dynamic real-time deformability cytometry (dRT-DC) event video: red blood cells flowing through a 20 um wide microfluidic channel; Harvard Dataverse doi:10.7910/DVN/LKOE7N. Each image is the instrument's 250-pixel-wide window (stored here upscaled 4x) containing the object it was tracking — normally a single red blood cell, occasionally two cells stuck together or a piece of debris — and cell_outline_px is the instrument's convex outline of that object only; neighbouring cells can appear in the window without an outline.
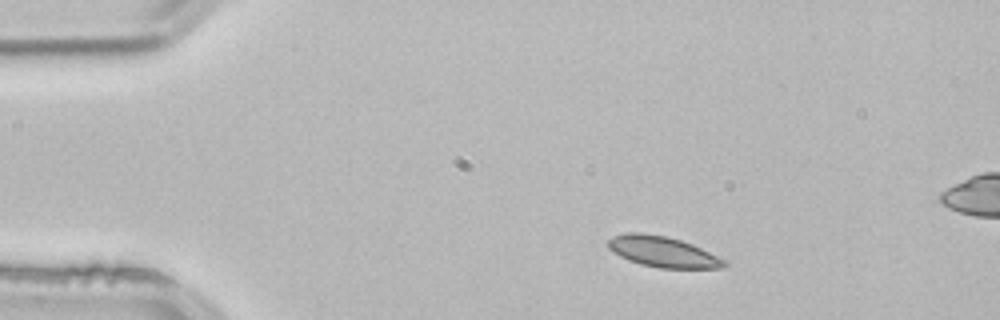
{"species": "common noctule bat (a hibernating species)", "species_latin": "Nyctalus noctula", "temperature_condition": "room temperature", "stored_images_in_passage": 3, "segment_of_instrument_passage": [1, 2], "camera_frame_rate_fps": 3000, "um_per_image_px": 0.085, "animal": {"sex": "male", "body_mass_g": 21.5, "forearm_length_mm": 52.0}, "frame": {"image": 1, "passage_image": 1, "time_ms": 0.0, "image_size_px": [1000, 320], "cell_outline_px": [[728, 264], [724, 268], [660, 268], [640, 264], [628, 260], [620, 256], [608, 248], [608, 240], [612, 236], [628, 232], [640, 232], [664, 236], [680, 240], [692, 244], [728, 260]], "centroid_in_image_um": [56.36, 21.4], "position_along_channel_um": 28.6, "area_um2": 20.87}}